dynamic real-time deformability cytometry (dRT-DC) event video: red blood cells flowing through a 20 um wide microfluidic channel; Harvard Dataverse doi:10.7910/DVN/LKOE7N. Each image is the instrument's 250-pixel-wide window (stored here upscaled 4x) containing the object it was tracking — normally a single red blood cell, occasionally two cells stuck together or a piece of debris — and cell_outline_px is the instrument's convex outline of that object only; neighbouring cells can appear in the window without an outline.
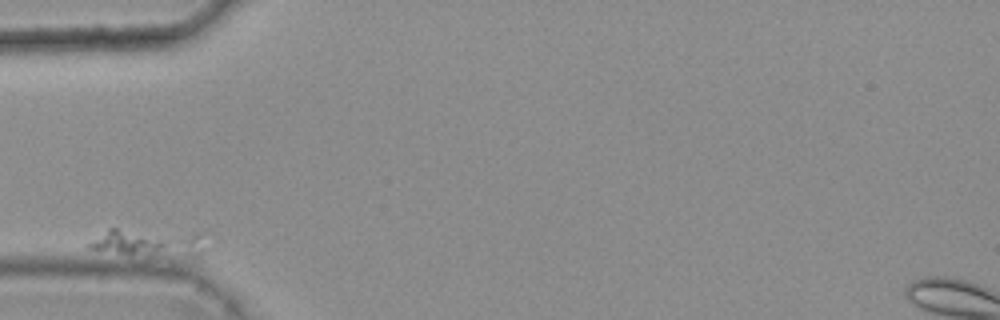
{"species": "common noctule bat (a hibernating species)", "species_latin": "Nyctalus noctula", "temperature_condition": "warm", "stored_images_in_passage": 4, "segment_of_instrument_passage": [1, 2], "camera_frame_rate_fps": 3000, "um_per_image_px": 0.085, "animal": {"sex": "female", "body_mass_g": 25.1}, "frame": {"image": 1, "passage_image": 1, "time_ms": 0.0, "image_size_px": [1000, 320], "cell_outline_px": [[208, 232], [200, 252], [152, 256], [148, 256], [88, 248], [84, 244], [108, 228], [116, 228]], "centroid_in_image_um": [12.6, 20.54], "position_along_channel_um": 72.4, "area_um2": 18.84}}